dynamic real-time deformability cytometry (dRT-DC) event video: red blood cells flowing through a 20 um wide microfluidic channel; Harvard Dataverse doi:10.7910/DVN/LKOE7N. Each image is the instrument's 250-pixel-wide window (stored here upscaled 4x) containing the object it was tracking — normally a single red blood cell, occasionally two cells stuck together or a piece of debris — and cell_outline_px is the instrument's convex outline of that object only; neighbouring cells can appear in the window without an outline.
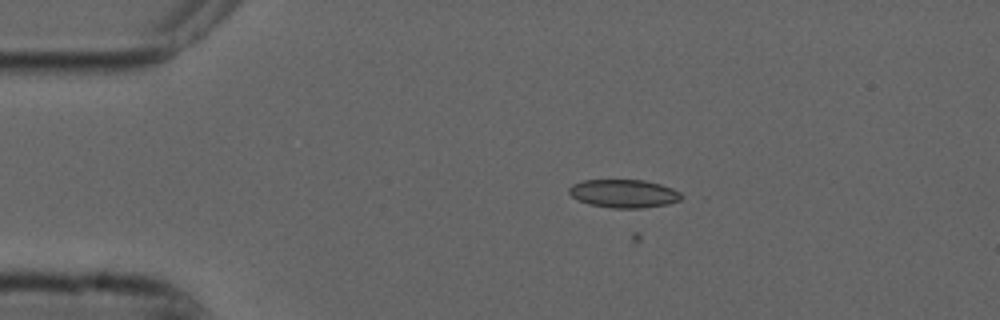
{"species": "common noctule bat (a hibernating species)", "species_latin": "Nyctalus noctula", "temperature_condition": "cold", "stored_images_in_passage": 17, "camera_frame_rate_fps": 3000, "um_per_image_px": 0.085, "animal": {"sex": "male", "forearm_length_mm": 52.5}, "frame": {"image": 1, "passage_image": 13, "time_ms": 4.0, "image_size_px": [1000, 320], "cell_outline_px": [[688, 196], [680, 200], [668, 204], [644, 208], [612, 208], [588, 204], [576, 200], [568, 192], [568, 188], [572, 184], [584, 180], [644, 180], [660, 184], [672, 188]], "centroid_in_image_um": [53.05, 16.46], "position_along_channel_um": 32.0, "area_um2": 18.79}}